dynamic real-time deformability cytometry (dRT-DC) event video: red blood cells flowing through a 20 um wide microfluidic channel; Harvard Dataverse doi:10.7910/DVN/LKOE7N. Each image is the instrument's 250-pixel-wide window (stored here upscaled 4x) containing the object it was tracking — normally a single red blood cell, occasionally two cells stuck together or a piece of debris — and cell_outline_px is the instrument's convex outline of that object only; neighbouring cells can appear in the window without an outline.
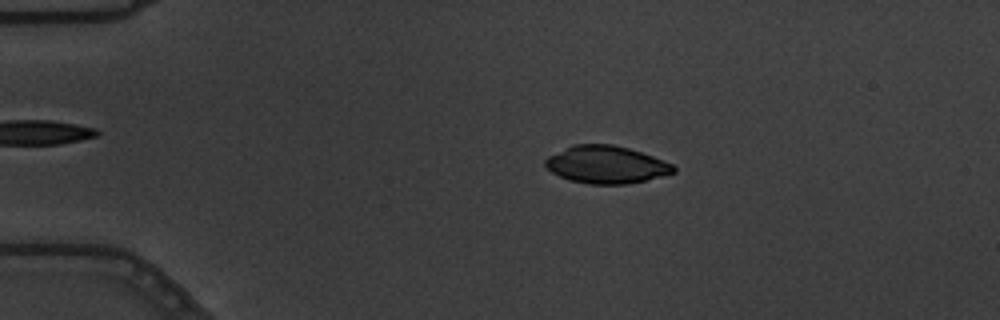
{"species": "common noctule bat (a hibernating species)", "species_latin": "Nyctalus noctula", "temperature_condition": "warm", "stored_images_in_passage": 56, "camera_frame_rate_fps": 3000, "um_per_image_px": 0.085, "animal": {"sex": "male", "body_mass_g": 19.5, "forearm_length_mm": 54.6}, "frame": {"image": 1, "passage_image": 12, "time_ms": 3.667, "image_size_px": [1000, 320], "cell_outline_px": [[676, 172], [628, 184], [588, 184], [568, 180], [552, 172], [544, 164], [544, 160], [548, 156], [572, 144], [612, 144], [628, 148], [652, 156], [672, 164], [676, 168]], "centroid_in_image_um": [51.49, 13.99], "position_along_channel_um": 33.5, "area_um2": 27.92}}
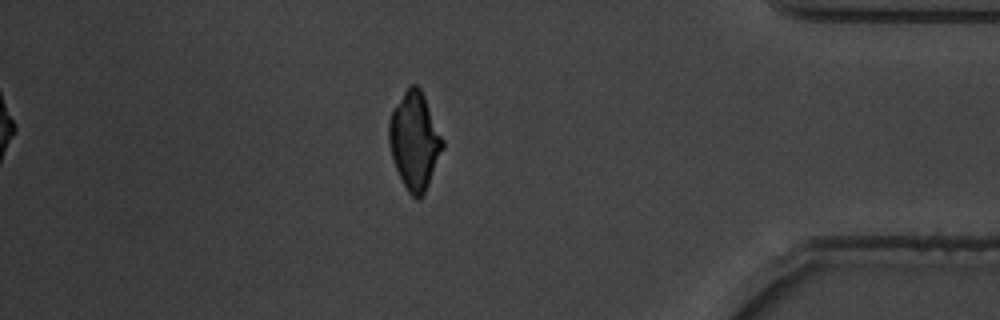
{"frame": {"image": 2, "passage_image": 49, "time_ms": 16.0, "image_size_px": [1000, 320], "cell_outline_px": [[444, 148], [428, 184], [424, 192], [416, 200], [408, 192], [396, 168], [392, 156], [388, 140], [388, 120], [392, 108], [404, 92], [412, 84], [416, 84], [420, 88], [424, 96], [444, 140]], "centroid_in_image_um": [35.23, 11.94], "position_along_channel_um": 400.0, "area_um2": 30.17}}